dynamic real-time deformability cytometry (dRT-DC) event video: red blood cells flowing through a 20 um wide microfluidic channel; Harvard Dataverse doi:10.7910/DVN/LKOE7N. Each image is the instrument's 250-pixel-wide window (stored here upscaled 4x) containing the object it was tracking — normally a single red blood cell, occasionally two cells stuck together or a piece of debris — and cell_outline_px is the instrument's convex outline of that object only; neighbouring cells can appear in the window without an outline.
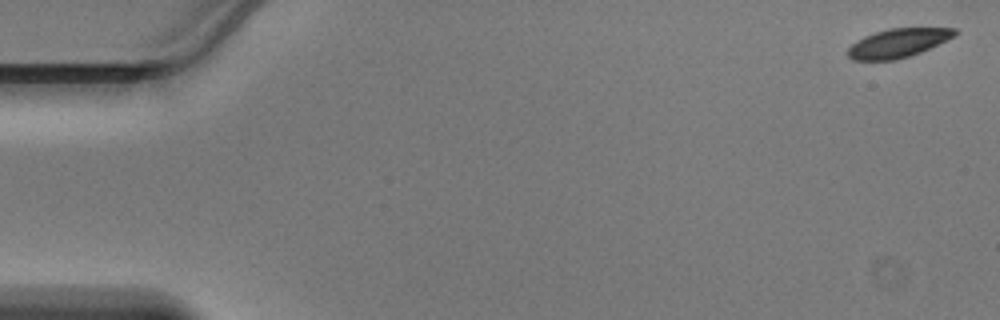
{"species": "Egyptian fruit bat (a non-hibernating species)", "species_latin": "Rousettus aegyptiacus", "temperature_condition": "warm", "stored_images_in_passage": 48, "camera_frame_rate_fps": 3000, "um_per_image_px": 0.085, "animal": {"sex": "male"}, "frame": {"image": 1, "passage_image": 1, "time_ms": 0.0, "image_size_px": [1000, 320], "cell_outline_px": [[956, 32], [952, 36], [920, 52], [908, 56], [892, 60], [852, 60], [848, 56], [848, 48], [852, 44], [864, 36], [888, 28], [956, 28]], "centroid_in_image_um": [76.26, 3.66], "position_along_channel_um": 8.7, "area_um2": 17.46}}
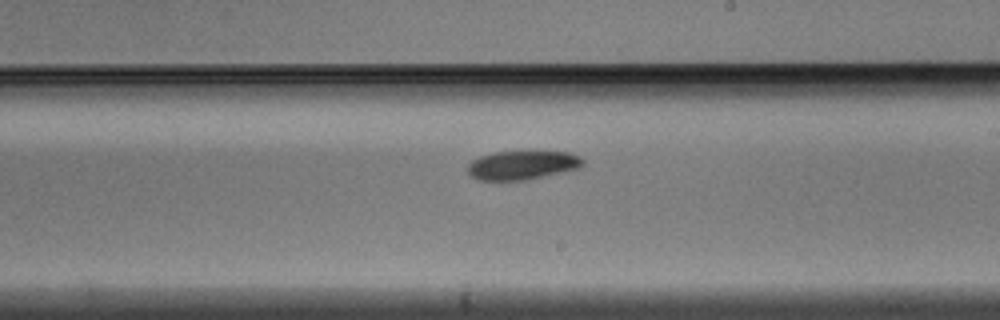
{"frame": {"image": 2, "passage_image": 28, "time_ms": 9.0, "image_size_px": [1000, 320], "cell_outline_px": [[584, 164], [580, 168], [528, 180], [476, 180], [468, 172], [468, 164], [472, 160], [480, 156], [492, 152], [532, 148], [568, 152], [580, 156], [584, 160]], "centroid_in_image_um": [44.44, 13.98], "position_along_channel_um": 244.6, "area_um2": 20.52}}
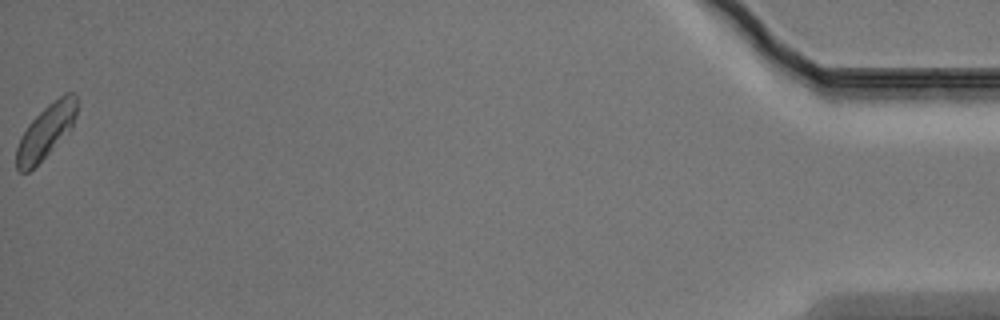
{"frame": {"image": 3, "passage_image": 48, "time_ms": 15.667, "image_size_px": [1000, 320], "cell_outline_px": [[76, 116], [72, 128], [28, 172], [20, 172], [16, 168], [16, 148], [20, 136], [28, 124], [48, 104], [64, 92], [76, 92]], "centroid_in_image_um": [3.89, 11.13], "position_along_channel_um": 431.3, "area_um2": 18.67}}